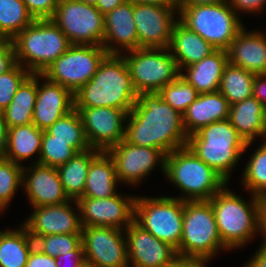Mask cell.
<instances>
[{
	"mask_svg": "<svg viewBox=\"0 0 266 267\" xmlns=\"http://www.w3.org/2000/svg\"><path fill=\"white\" fill-rule=\"evenodd\" d=\"M37 98V74H30L18 87L10 104L3 110L8 128L32 123Z\"/></svg>",
	"mask_w": 266,
	"mask_h": 267,
	"instance_id": "cell-31",
	"label": "cell"
},
{
	"mask_svg": "<svg viewBox=\"0 0 266 267\" xmlns=\"http://www.w3.org/2000/svg\"><path fill=\"white\" fill-rule=\"evenodd\" d=\"M169 50L176 60L180 72H182L183 68L199 62L216 49L178 20L172 30Z\"/></svg>",
	"mask_w": 266,
	"mask_h": 267,
	"instance_id": "cell-25",
	"label": "cell"
},
{
	"mask_svg": "<svg viewBox=\"0 0 266 267\" xmlns=\"http://www.w3.org/2000/svg\"><path fill=\"white\" fill-rule=\"evenodd\" d=\"M25 267H57L54 257L40 252L36 247L29 254Z\"/></svg>",
	"mask_w": 266,
	"mask_h": 267,
	"instance_id": "cell-46",
	"label": "cell"
},
{
	"mask_svg": "<svg viewBox=\"0 0 266 267\" xmlns=\"http://www.w3.org/2000/svg\"><path fill=\"white\" fill-rule=\"evenodd\" d=\"M253 96L266 106V75H256L253 80Z\"/></svg>",
	"mask_w": 266,
	"mask_h": 267,
	"instance_id": "cell-48",
	"label": "cell"
},
{
	"mask_svg": "<svg viewBox=\"0 0 266 267\" xmlns=\"http://www.w3.org/2000/svg\"><path fill=\"white\" fill-rule=\"evenodd\" d=\"M133 11L134 3L127 0L104 15L105 28L102 46L108 54H121V51L123 52L125 49V51H129L138 48Z\"/></svg>",
	"mask_w": 266,
	"mask_h": 267,
	"instance_id": "cell-22",
	"label": "cell"
},
{
	"mask_svg": "<svg viewBox=\"0 0 266 267\" xmlns=\"http://www.w3.org/2000/svg\"><path fill=\"white\" fill-rule=\"evenodd\" d=\"M22 186L33 208L71 200L64 191L56 167L40 163L23 167Z\"/></svg>",
	"mask_w": 266,
	"mask_h": 267,
	"instance_id": "cell-20",
	"label": "cell"
},
{
	"mask_svg": "<svg viewBox=\"0 0 266 267\" xmlns=\"http://www.w3.org/2000/svg\"><path fill=\"white\" fill-rule=\"evenodd\" d=\"M116 167L108 152L101 151L89 165L82 197L109 198L117 194Z\"/></svg>",
	"mask_w": 266,
	"mask_h": 267,
	"instance_id": "cell-28",
	"label": "cell"
},
{
	"mask_svg": "<svg viewBox=\"0 0 266 267\" xmlns=\"http://www.w3.org/2000/svg\"><path fill=\"white\" fill-rule=\"evenodd\" d=\"M43 130L35 124L8 128L7 141L4 146V157L21 165V161L31 159L35 153L39 156L34 163H39Z\"/></svg>",
	"mask_w": 266,
	"mask_h": 267,
	"instance_id": "cell-29",
	"label": "cell"
},
{
	"mask_svg": "<svg viewBox=\"0 0 266 267\" xmlns=\"http://www.w3.org/2000/svg\"><path fill=\"white\" fill-rule=\"evenodd\" d=\"M230 64L255 75H266V35L247 32L245 27L238 33L227 50Z\"/></svg>",
	"mask_w": 266,
	"mask_h": 267,
	"instance_id": "cell-23",
	"label": "cell"
},
{
	"mask_svg": "<svg viewBox=\"0 0 266 267\" xmlns=\"http://www.w3.org/2000/svg\"><path fill=\"white\" fill-rule=\"evenodd\" d=\"M165 176L184 192L176 197L184 201L210 200L228 183L187 146L166 155Z\"/></svg>",
	"mask_w": 266,
	"mask_h": 267,
	"instance_id": "cell-5",
	"label": "cell"
},
{
	"mask_svg": "<svg viewBox=\"0 0 266 267\" xmlns=\"http://www.w3.org/2000/svg\"><path fill=\"white\" fill-rule=\"evenodd\" d=\"M81 243L82 234H53L34 239L40 252L54 258L74 251Z\"/></svg>",
	"mask_w": 266,
	"mask_h": 267,
	"instance_id": "cell-40",
	"label": "cell"
},
{
	"mask_svg": "<svg viewBox=\"0 0 266 267\" xmlns=\"http://www.w3.org/2000/svg\"><path fill=\"white\" fill-rule=\"evenodd\" d=\"M126 53L125 55L122 53V56L128 67L133 87L138 94L158 93L181 73L169 48L140 47Z\"/></svg>",
	"mask_w": 266,
	"mask_h": 267,
	"instance_id": "cell-10",
	"label": "cell"
},
{
	"mask_svg": "<svg viewBox=\"0 0 266 267\" xmlns=\"http://www.w3.org/2000/svg\"><path fill=\"white\" fill-rule=\"evenodd\" d=\"M12 42L16 62L31 74H43L72 45L51 19L34 20Z\"/></svg>",
	"mask_w": 266,
	"mask_h": 267,
	"instance_id": "cell-4",
	"label": "cell"
},
{
	"mask_svg": "<svg viewBox=\"0 0 266 267\" xmlns=\"http://www.w3.org/2000/svg\"><path fill=\"white\" fill-rule=\"evenodd\" d=\"M124 232L129 267H167L179 258L174 247L153 236L135 220Z\"/></svg>",
	"mask_w": 266,
	"mask_h": 267,
	"instance_id": "cell-18",
	"label": "cell"
},
{
	"mask_svg": "<svg viewBox=\"0 0 266 267\" xmlns=\"http://www.w3.org/2000/svg\"><path fill=\"white\" fill-rule=\"evenodd\" d=\"M81 117L90 148L107 152L125 139V110L112 107L74 108Z\"/></svg>",
	"mask_w": 266,
	"mask_h": 267,
	"instance_id": "cell-14",
	"label": "cell"
},
{
	"mask_svg": "<svg viewBox=\"0 0 266 267\" xmlns=\"http://www.w3.org/2000/svg\"><path fill=\"white\" fill-rule=\"evenodd\" d=\"M107 152L114 160L119 183L137 185L154 170L159 161L158 166L165 174L166 154L159 149L135 146L123 139Z\"/></svg>",
	"mask_w": 266,
	"mask_h": 267,
	"instance_id": "cell-17",
	"label": "cell"
},
{
	"mask_svg": "<svg viewBox=\"0 0 266 267\" xmlns=\"http://www.w3.org/2000/svg\"><path fill=\"white\" fill-rule=\"evenodd\" d=\"M31 73L16 63L10 70L0 75V110L3 111L12 101L18 87Z\"/></svg>",
	"mask_w": 266,
	"mask_h": 267,
	"instance_id": "cell-41",
	"label": "cell"
},
{
	"mask_svg": "<svg viewBox=\"0 0 266 267\" xmlns=\"http://www.w3.org/2000/svg\"><path fill=\"white\" fill-rule=\"evenodd\" d=\"M23 166L5 157L0 159V208L9 206L16 190L22 186Z\"/></svg>",
	"mask_w": 266,
	"mask_h": 267,
	"instance_id": "cell-38",
	"label": "cell"
},
{
	"mask_svg": "<svg viewBox=\"0 0 266 267\" xmlns=\"http://www.w3.org/2000/svg\"><path fill=\"white\" fill-rule=\"evenodd\" d=\"M100 152L93 148L77 152L67 163L56 167L64 191L70 199L77 200L83 196L89 165Z\"/></svg>",
	"mask_w": 266,
	"mask_h": 267,
	"instance_id": "cell-30",
	"label": "cell"
},
{
	"mask_svg": "<svg viewBox=\"0 0 266 267\" xmlns=\"http://www.w3.org/2000/svg\"><path fill=\"white\" fill-rule=\"evenodd\" d=\"M137 4L176 6L177 0H128Z\"/></svg>",
	"mask_w": 266,
	"mask_h": 267,
	"instance_id": "cell-53",
	"label": "cell"
},
{
	"mask_svg": "<svg viewBox=\"0 0 266 267\" xmlns=\"http://www.w3.org/2000/svg\"><path fill=\"white\" fill-rule=\"evenodd\" d=\"M73 201L78 210H73L74 207L71 206ZM33 209L34 212L23 223L33 239L53 234H82L83 227L76 200L71 199L65 203Z\"/></svg>",
	"mask_w": 266,
	"mask_h": 267,
	"instance_id": "cell-19",
	"label": "cell"
},
{
	"mask_svg": "<svg viewBox=\"0 0 266 267\" xmlns=\"http://www.w3.org/2000/svg\"><path fill=\"white\" fill-rule=\"evenodd\" d=\"M230 104L219 92L202 93L183 113V125L187 136L214 122L229 118Z\"/></svg>",
	"mask_w": 266,
	"mask_h": 267,
	"instance_id": "cell-24",
	"label": "cell"
},
{
	"mask_svg": "<svg viewBox=\"0 0 266 267\" xmlns=\"http://www.w3.org/2000/svg\"><path fill=\"white\" fill-rule=\"evenodd\" d=\"M158 94L182 115L199 95L197 90L181 75L164 86Z\"/></svg>",
	"mask_w": 266,
	"mask_h": 267,
	"instance_id": "cell-37",
	"label": "cell"
},
{
	"mask_svg": "<svg viewBox=\"0 0 266 267\" xmlns=\"http://www.w3.org/2000/svg\"><path fill=\"white\" fill-rule=\"evenodd\" d=\"M209 201L221 241L228 250L244 247L258 233V204L255 195L247 203L225 185Z\"/></svg>",
	"mask_w": 266,
	"mask_h": 267,
	"instance_id": "cell-6",
	"label": "cell"
},
{
	"mask_svg": "<svg viewBox=\"0 0 266 267\" xmlns=\"http://www.w3.org/2000/svg\"><path fill=\"white\" fill-rule=\"evenodd\" d=\"M39 78L45 79L40 87ZM73 109L74 94L70 90L49 81L42 74H37V98L32 118L33 124L39 129L46 130Z\"/></svg>",
	"mask_w": 266,
	"mask_h": 267,
	"instance_id": "cell-21",
	"label": "cell"
},
{
	"mask_svg": "<svg viewBox=\"0 0 266 267\" xmlns=\"http://www.w3.org/2000/svg\"><path fill=\"white\" fill-rule=\"evenodd\" d=\"M263 124L265 129V137H266V106L264 107V113H263ZM266 140V138H263Z\"/></svg>",
	"mask_w": 266,
	"mask_h": 267,
	"instance_id": "cell-56",
	"label": "cell"
},
{
	"mask_svg": "<svg viewBox=\"0 0 266 267\" xmlns=\"http://www.w3.org/2000/svg\"><path fill=\"white\" fill-rule=\"evenodd\" d=\"M177 6L134 3L138 48H169Z\"/></svg>",
	"mask_w": 266,
	"mask_h": 267,
	"instance_id": "cell-16",
	"label": "cell"
},
{
	"mask_svg": "<svg viewBox=\"0 0 266 267\" xmlns=\"http://www.w3.org/2000/svg\"><path fill=\"white\" fill-rule=\"evenodd\" d=\"M184 200L175 197H136L134 220L159 240L169 243L180 258Z\"/></svg>",
	"mask_w": 266,
	"mask_h": 267,
	"instance_id": "cell-9",
	"label": "cell"
},
{
	"mask_svg": "<svg viewBox=\"0 0 266 267\" xmlns=\"http://www.w3.org/2000/svg\"><path fill=\"white\" fill-rule=\"evenodd\" d=\"M177 9L178 15L180 14L178 20L216 50L227 51L231 42L244 28L239 15L231 9L227 1Z\"/></svg>",
	"mask_w": 266,
	"mask_h": 267,
	"instance_id": "cell-8",
	"label": "cell"
},
{
	"mask_svg": "<svg viewBox=\"0 0 266 267\" xmlns=\"http://www.w3.org/2000/svg\"><path fill=\"white\" fill-rule=\"evenodd\" d=\"M244 187L257 196L266 192V140H263L259 148L250 157L249 162L243 169Z\"/></svg>",
	"mask_w": 266,
	"mask_h": 267,
	"instance_id": "cell-36",
	"label": "cell"
},
{
	"mask_svg": "<svg viewBox=\"0 0 266 267\" xmlns=\"http://www.w3.org/2000/svg\"><path fill=\"white\" fill-rule=\"evenodd\" d=\"M263 113V104L251 96L230 105L228 120L246 143H253L256 137H265Z\"/></svg>",
	"mask_w": 266,
	"mask_h": 267,
	"instance_id": "cell-27",
	"label": "cell"
},
{
	"mask_svg": "<svg viewBox=\"0 0 266 267\" xmlns=\"http://www.w3.org/2000/svg\"><path fill=\"white\" fill-rule=\"evenodd\" d=\"M34 247V239L23 224L16 230L0 231V267H25Z\"/></svg>",
	"mask_w": 266,
	"mask_h": 267,
	"instance_id": "cell-32",
	"label": "cell"
},
{
	"mask_svg": "<svg viewBox=\"0 0 266 267\" xmlns=\"http://www.w3.org/2000/svg\"><path fill=\"white\" fill-rule=\"evenodd\" d=\"M227 250L218 232L215 214L209 200L184 201L180 258L209 261Z\"/></svg>",
	"mask_w": 266,
	"mask_h": 267,
	"instance_id": "cell-7",
	"label": "cell"
},
{
	"mask_svg": "<svg viewBox=\"0 0 266 267\" xmlns=\"http://www.w3.org/2000/svg\"><path fill=\"white\" fill-rule=\"evenodd\" d=\"M16 63L12 40L0 39V75L10 70Z\"/></svg>",
	"mask_w": 266,
	"mask_h": 267,
	"instance_id": "cell-43",
	"label": "cell"
},
{
	"mask_svg": "<svg viewBox=\"0 0 266 267\" xmlns=\"http://www.w3.org/2000/svg\"><path fill=\"white\" fill-rule=\"evenodd\" d=\"M258 204V233L264 237L262 242L266 243V192L256 196Z\"/></svg>",
	"mask_w": 266,
	"mask_h": 267,
	"instance_id": "cell-47",
	"label": "cell"
},
{
	"mask_svg": "<svg viewBox=\"0 0 266 267\" xmlns=\"http://www.w3.org/2000/svg\"><path fill=\"white\" fill-rule=\"evenodd\" d=\"M33 21L22 0H0V39L13 40Z\"/></svg>",
	"mask_w": 266,
	"mask_h": 267,
	"instance_id": "cell-35",
	"label": "cell"
},
{
	"mask_svg": "<svg viewBox=\"0 0 266 267\" xmlns=\"http://www.w3.org/2000/svg\"><path fill=\"white\" fill-rule=\"evenodd\" d=\"M230 121L211 123L188 136L187 147L227 182L241 155L250 147Z\"/></svg>",
	"mask_w": 266,
	"mask_h": 267,
	"instance_id": "cell-3",
	"label": "cell"
},
{
	"mask_svg": "<svg viewBox=\"0 0 266 267\" xmlns=\"http://www.w3.org/2000/svg\"><path fill=\"white\" fill-rule=\"evenodd\" d=\"M107 54L103 46L71 45L42 75L75 94L90 81Z\"/></svg>",
	"mask_w": 266,
	"mask_h": 267,
	"instance_id": "cell-11",
	"label": "cell"
},
{
	"mask_svg": "<svg viewBox=\"0 0 266 267\" xmlns=\"http://www.w3.org/2000/svg\"><path fill=\"white\" fill-rule=\"evenodd\" d=\"M123 229L105 226L82 228L85 263L92 267H129Z\"/></svg>",
	"mask_w": 266,
	"mask_h": 267,
	"instance_id": "cell-13",
	"label": "cell"
},
{
	"mask_svg": "<svg viewBox=\"0 0 266 267\" xmlns=\"http://www.w3.org/2000/svg\"><path fill=\"white\" fill-rule=\"evenodd\" d=\"M228 61V53L225 50H215L209 56L204 57L188 67L187 73L180 75L191 84L199 94L213 93L219 90L221 78Z\"/></svg>",
	"mask_w": 266,
	"mask_h": 267,
	"instance_id": "cell-26",
	"label": "cell"
},
{
	"mask_svg": "<svg viewBox=\"0 0 266 267\" xmlns=\"http://www.w3.org/2000/svg\"><path fill=\"white\" fill-rule=\"evenodd\" d=\"M208 261L200 259H182L178 258L172 265L167 267H206Z\"/></svg>",
	"mask_w": 266,
	"mask_h": 267,
	"instance_id": "cell-51",
	"label": "cell"
},
{
	"mask_svg": "<svg viewBox=\"0 0 266 267\" xmlns=\"http://www.w3.org/2000/svg\"><path fill=\"white\" fill-rule=\"evenodd\" d=\"M83 267H92V266H89V265L85 264Z\"/></svg>",
	"mask_w": 266,
	"mask_h": 267,
	"instance_id": "cell-58",
	"label": "cell"
},
{
	"mask_svg": "<svg viewBox=\"0 0 266 267\" xmlns=\"http://www.w3.org/2000/svg\"><path fill=\"white\" fill-rule=\"evenodd\" d=\"M249 262L244 267H266V243L260 245L259 250L256 251Z\"/></svg>",
	"mask_w": 266,
	"mask_h": 267,
	"instance_id": "cell-49",
	"label": "cell"
},
{
	"mask_svg": "<svg viewBox=\"0 0 266 267\" xmlns=\"http://www.w3.org/2000/svg\"><path fill=\"white\" fill-rule=\"evenodd\" d=\"M45 131L50 134V140L68 141L77 152H83L90 148L80 114L76 109L58 119Z\"/></svg>",
	"mask_w": 266,
	"mask_h": 267,
	"instance_id": "cell-34",
	"label": "cell"
},
{
	"mask_svg": "<svg viewBox=\"0 0 266 267\" xmlns=\"http://www.w3.org/2000/svg\"><path fill=\"white\" fill-rule=\"evenodd\" d=\"M51 20L72 45L103 44L104 15L94 5L77 0H60Z\"/></svg>",
	"mask_w": 266,
	"mask_h": 267,
	"instance_id": "cell-12",
	"label": "cell"
},
{
	"mask_svg": "<svg viewBox=\"0 0 266 267\" xmlns=\"http://www.w3.org/2000/svg\"><path fill=\"white\" fill-rule=\"evenodd\" d=\"M135 200L136 196L118 193L109 198L79 197L76 201L82 227L105 226L125 230L134 221Z\"/></svg>",
	"mask_w": 266,
	"mask_h": 267,
	"instance_id": "cell-15",
	"label": "cell"
},
{
	"mask_svg": "<svg viewBox=\"0 0 266 267\" xmlns=\"http://www.w3.org/2000/svg\"><path fill=\"white\" fill-rule=\"evenodd\" d=\"M4 157V148L0 145V159Z\"/></svg>",
	"mask_w": 266,
	"mask_h": 267,
	"instance_id": "cell-57",
	"label": "cell"
},
{
	"mask_svg": "<svg viewBox=\"0 0 266 267\" xmlns=\"http://www.w3.org/2000/svg\"><path fill=\"white\" fill-rule=\"evenodd\" d=\"M125 140L135 146L170 152L186 147L183 115L156 93H139L126 118Z\"/></svg>",
	"mask_w": 266,
	"mask_h": 267,
	"instance_id": "cell-1",
	"label": "cell"
},
{
	"mask_svg": "<svg viewBox=\"0 0 266 267\" xmlns=\"http://www.w3.org/2000/svg\"><path fill=\"white\" fill-rule=\"evenodd\" d=\"M137 97L124 57L107 54L90 81L74 94V108L112 107L129 113Z\"/></svg>",
	"mask_w": 266,
	"mask_h": 267,
	"instance_id": "cell-2",
	"label": "cell"
},
{
	"mask_svg": "<svg viewBox=\"0 0 266 267\" xmlns=\"http://www.w3.org/2000/svg\"><path fill=\"white\" fill-rule=\"evenodd\" d=\"M77 1L83 2L85 4L94 5V6H96V3H97V0H77Z\"/></svg>",
	"mask_w": 266,
	"mask_h": 267,
	"instance_id": "cell-55",
	"label": "cell"
},
{
	"mask_svg": "<svg viewBox=\"0 0 266 267\" xmlns=\"http://www.w3.org/2000/svg\"><path fill=\"white\" fill-rule=\"evenodd\" d=\"M8 127L5 122L3 111L0 110V145L4 148L7 141Z\"/></svg>",
	"mask_w": 266,
	"mask_h": 267,
	"instance_id": "cell-54",
	"label": "cell"
},
{
	"mask_svg": "<svg viewBox=\"0 0 266 267\" xmlns=\"http://www.w3.org/2000/svg\"><path fill=\"white\" fill-rule=\"evenodd\" d=\"M76 153L68 141L50 140V134L43 130L40 164L58 167L67 163Z\"/></svg>",
	"mask_w": 266,
	"mask_h": 267,
	"instance_id": "cell-39",
	"label": "cell"
},
{
	"mask_svg": "<svg viewBox=\"0 0 266 267\" xmlns=\"http://www.w3.org/2000/svg\"><path fill=\"white\" fill-rule=\"evenodd\" d=\"M255 74L228 63L224 69L219 92L228 100L229 104L245 100L253 96V80Z\"/></svg>",
	"mask_w": 266,
	"mask_h": 267,
	"instance_id": "cell-33",
	"label": "cell"
},
{
	"mask_svg": "<svg viewBox=\"0 0 266 267\" xmlns=\"http://www.w3.org/2000/svg\"><path fill=\"white\" fill-rule=\"evenodd\" d=\"M227 0H177V7H190L195 5H211L216 3H223Z\"/></svg>",
	"mask_w": 266,
	"mask_h": 267,
	"instance_id": "cell-52",
	"label": "cell"
},
{
	"mask_svg": "<svg viewBox=\"0 0 266 267\" xmlns=\"http://www.w3.org/2000/svg\"><path fill=\"white\" fill-rule=\"evenodd\" d=\"M34 20L52 19L60 0H22Z\"/></svg>",
	"mask_w": 266,
	"mask_h": 267,
	"instance_id": "cell-42",
	"label": "cell"
},
{
	"mask_svg": "<svg viewBox=\"0 0 266 267\" xmlns=\"http://www.w3.org/2000/svg\"><path fill=\"white\" fill-rule=\"evenodd\" d=\"M57 267H63V264L69 262V267H83L85 263L82 243L71 252L67 254L58 255L55 257ZM67 266V264H65ZM65 267V266H64Z\"/></svg>",
	"mask_w": 266,
	"mask_h": 267,
	"instance_id": "cell-44",
	"label": "cell"
},
{
	"mask_svg": "<svg viewBox=\"0 0 266 267\" xmlns=\"http://www.w3.org/2000/svg\"><path fill=\"white\" fill-rule=\"evenodd\" d=\"M227 2L236 14H238L236 11H244L246 14L247 12H250V14L253 12L255 14L260 13L266 4V0H227Z\"/></svg>",
	"mask_w": 266,
	"mask_h": 267,
	"instance_id": "cell-45",
	"label": "cell"
},
{
	"mask_svg": "<svg viewBox=\"0 0 266 267\" xmlns=\"http://www.w3.org/2000/svg\"><path fill=\"white\" fill-rule=\"evenodd\" d=\"M125 1L127 0H97L96 7L103 15H105L123 4Z\"/></svg>",
	"mask_w": 266,
	"mask_h": 267,
	"instance_id": "cell-50",
	"label": "cell"
}]
</instances>
